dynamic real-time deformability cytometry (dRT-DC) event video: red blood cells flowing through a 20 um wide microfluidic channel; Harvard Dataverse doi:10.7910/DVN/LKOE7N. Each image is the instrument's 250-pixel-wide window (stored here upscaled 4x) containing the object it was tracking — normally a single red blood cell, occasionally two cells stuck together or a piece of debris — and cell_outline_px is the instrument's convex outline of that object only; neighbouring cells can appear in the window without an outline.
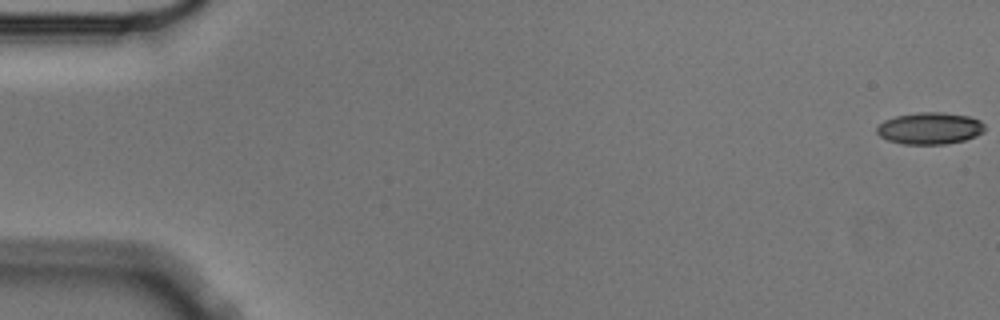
{"species": "Egyptian fruit bat (a non-hibernating species)", "species_latin": "Rousettus aegyptiacus", "temperature_condition": "cold", "stored_images_in_passage": 14, "camera_frame_rate_fps": 3000, "um_per_image_px": 0.085, "animal": {"sex": "male"}, "frame": {"image": 1, "passage_image": 1, "time_ms": 0.0, "image_size_px": [1000, 320], "cell_outline_px": [[984, 132], [976, 136], [964, 140], [944, 144], [904, 144], [888, 140], [880, 136], [876, 132], [876, 128], [884, 120], [896, 116], [920, 112], [944, 112], [968, 116], [980, 120], [984, 124]], "centroid_in_image_um": [79.04, 10.9], "position_along_channel_um": 6.0, "area_um2": 20.0}}
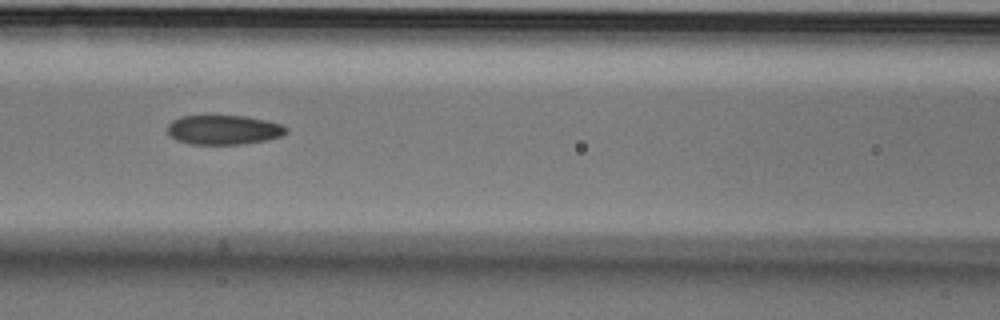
{"frame": {"image": 2, "passage_image": 7, "time_ms": 2.0, "image_size_px": [1000, 320], "cell_outline_px": [[288, 132], [280, 136], [268, 140], [244, 144], [192, 144], [176, 140], [168, 132], [168, 124], [172, 120], [180, 116], [244, 116], [268, 120], [280, 124], [288, 128]], "centroid_in_image_um": [19.04, 11.03], "position_along_channel_um": 147.6, "area_um2": 20.4}}
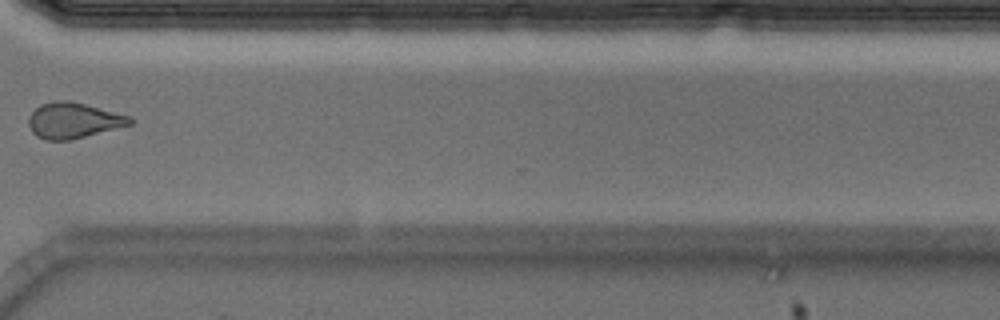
{"frame": {"image": 3, "passage_image": 12, "time_ms": 3.667, "image_size_px": [1000, 320], "cell_outline_px": [[136, 120], [132, 124], [72, 140], [48, 140], [36, 136], [32, 132], [28, 124], [28, 116], [40, 104], [52, 100], [68, 100], [132, 116]], "centroid_in_image_um": [6.25, 10.23], "position_along_channel_um": 364.4, "area_um2": 21.27}}